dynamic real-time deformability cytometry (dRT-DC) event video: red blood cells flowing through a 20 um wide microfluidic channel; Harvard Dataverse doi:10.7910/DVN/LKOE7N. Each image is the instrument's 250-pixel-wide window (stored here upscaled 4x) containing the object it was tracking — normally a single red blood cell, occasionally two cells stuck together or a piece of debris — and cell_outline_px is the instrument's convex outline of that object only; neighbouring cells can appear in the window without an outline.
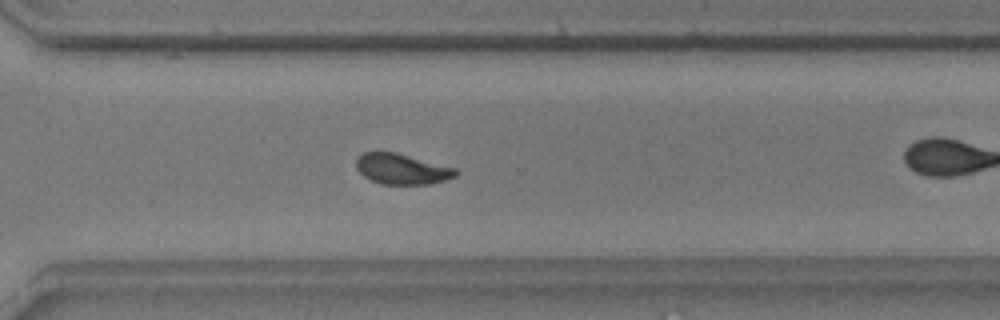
{"species": "common noctule bat (a hibernating species)", "species_latin": "Nyctalus noctula", "temperature_condition": "warm", "stored_images_in_passage": 56, "camera_frame_rate_fps": 3000, "um_per_image_px": 0.085, "animal": {"sex": "male", "body_mass_g": 17.9, "forearm_length_mm": 54.2}, "frame": {"image": 1, "passage_image": 40, "time_ms": 13.0, "image_size_px": [1000, 320], "cell_outline_px": [[460, 172], [456, 176], [444, 180], [428, 184], [380, 184], [364, 176], [356, 168], [356, 160], [364, 152], [396, 152], [456, 168]], "centroid_in_image_um": [34.18, 14.36], "position_along_channel_um": 336.4, "area_um2": 17.63}}
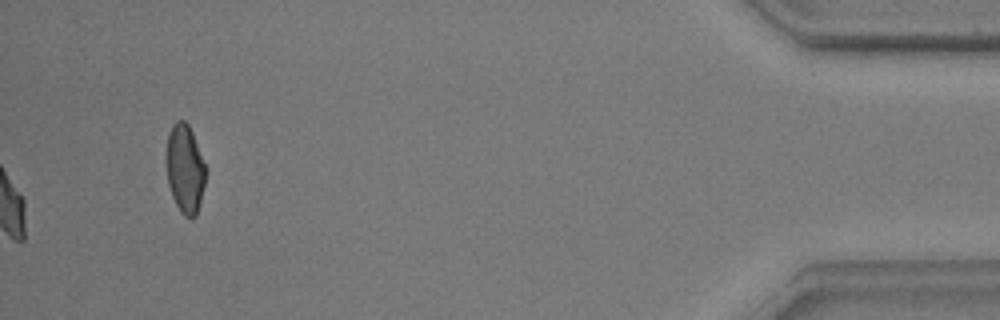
{"frame": {"image": 2, "passage_image": 56, "time_ms": 18.333, "image_size_px": [1000, 320], "cell_outline_px": [[204, 184], [196, 216], [184, 216], [180, 212], [172, 196], [168, 184], [164, 156], [168, 132], [172, 124], [176, 120], [184, 120], [188, 124], [192, 132], [204, 164]], "centroid_in_image_um": [15.65, 14.3], "position_along_channel_um": 419.5, "area_um2": 20.29}, "authors_computed_cell_mechanics": {"area_um2": 18.2937, "velocity_mm_per_s": 3.6767, "shape_relaxation_time_tau1_ms": 4.8251, "shape_relaxation_time_tau2_ms": 1.7916, "deformation_change_tau1": 0.1668, "deformation_change_tau2": 0.0794}}